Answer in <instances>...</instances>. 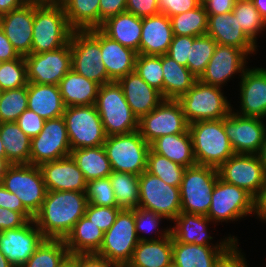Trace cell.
Here are the masks:
<instances>
[{
  "instance_id": "6da1fadb",
  "label": "cell",
  "mask_w": 266,
  "mask_h": 267,
  "mask_svg": "<svg viewBox=\"0 0 266 267\" xmlns=\"http://www.w3.org/2000/svg\"><path fill=\"white\" fill-rule=\"evenodd\" d=\"M87 205L85 192L47 191L34 221L45 238L65 239L75 223L85 215Z\"/></svg>"
},
{
  "instance_id": "7a4b0ae2",
  "label": "cell",
  "mask_w": 266,
  "mask_h": 267,
  "mask_svg": "<svg viewBox=\"0 0 266 267\" xmlns=\"http://www.w3.org/2000/svg\"><path fill=\"white\" fill-rule=\"evenodd\" d=\"M197 165L218 169L235 154L224 130V118L189 124Z\"/></svg>"
},
{
  "instance_id": "3957f363",
  "label": "cell",
  "mask_w": 266,
  "mask_h": 267,
  "mask_svg": "<svg viewBox=\"0 0 266 267\" xmlns=\"http://www.w3.org/2000/svg\"><path fill=\"white\" fill-rule=\"evenodd\" d=\"M95 107L107 137L139 129V120L128 105L118 82L113 81L99 87Z\"/></svg>"
},
{
  "instance_id": "277c9868",
  "label": "cell",
  "mask_w": 266,
  "mask_h": 267,
  "mask_svg": "<svg viewBox=\"0 0 266 267\" xmlns=\"http://www.w3.org/2000/svg\"><path fill=\"white\" fill-rule=\"evenodd\" d=\"M73 31L61 4L34 6L31 53L37 54L60 49L70 42Z\"/></svg>"
},
{
  "instance_id": "5b68a950",
  "label": "cell",
  "mask_w": 266,
  "mask_h": 267,
  "mask_svg": "<svg viewBox=\"0 0 266 267\" xmlns=\"http://www.w3.org/2000/svg\"><path fill=\"white\" fill-rule=\"evenodd\" d=\"M71 68L100 86L113 82L102 63L101 30H74L70 37Z\"/></svg>"
},
{
  "instance_id": "8992f818",
  "label": "cell",
  "mask_w": 266,
  "mask_h": 267,
  "mask_svg": "<svg viewBox=\"0 0 266 267\" xmlns=\"http://www.w3.org/2000/svg\"><path fill=\"white\" fill-rule=\"evenodd\" d=\"M221 88L197 79L194 85L178 99L188 124L223 119L233 110Z\"/></svg>"
},
{
  "instance_id": "52a82bcc",
  "label": "cell",
  "mask_w": 266,
  "mask_h": 267,
  "mask_svg": "<svg viewBox=\"0 0 266 267\" xmlns=\"http://www.w3.org/2000/svg\"><path fill=\"white\" fill-rule=\"evenodd\" d=\"M0 183L21 201L34 217L41 209L47 188L39 166L31 164L7 165Z\"/></svg>"
},
{
  "instance_id": "ba28073f",
  "label": "cell",
  "mask_w": 266,
  "mask_h": 267,
  "mask_svg": "<svg viewBox=\"0 0 266 267\" xmlns=\"http://www.w3.org/2000/svg\"><path fill=\"white\" fill-rule=\"evenodd\" d=\"M112 171L140 175L147 168L150 144L139 130L127 134L108 136L103 143Z\"/></svg>"
},
{
  "instance_id": "9c48e42d",
  "label": "cell",
  "mask_w": 266,
  "mask_h": 267,
  "mask_svg": "<svg viewBox=\"0 0 266 267\" xmlns=\"http://www.w3.org/2000/svg\"><path fill=\"white\" fill-rule=\"evenodd\" d=\"M139 242L135 229V209H121L114 224L104 233L95 253L118 267H125Z\"/></svg>"
},
{
  "instance_id": "30bf717a",
  "label": "cell",
  "mask_w": 266,
  "mask_h": 267,
  "mask_svg": "<svg viewBox=\"0 0 266 267\" xmlns=\"http://www.w3.org/2000/svg\"><path fill=\"white\" fill-rule=\"evenodd\" d=\"M218 177V171L213 167H187L180 186L181 212L206 216Z\"/></svg>"
},
{
  "instance_id": "8fae6325",
  "label": "cell",
  "mask_w": 266,
  "mask_h": 267,
  "mask_svg": "<svg viewBox=\"0 0 266 267\" xmlns=\"http://www.w3.org/2000/svg\"><path fill=\"white\" fill-rule=\"evenodd\" d=\"M62 117L71 150L103 146L107 136L95 105L66 107Z\"/></svg>"
},
{
  "instance_id": "7c38bea8",
  "label": "cell",
  "mask_w": 266,
  "mask_h": 267,
  "mask_svg": "<svg viewBox=\"0 0 266 267\" xmlns=\"http://www.w3.org/2000/svg\"><path fill=\"white\" fill-rule=\"evenodd\" d=\"M253 213V214H252ZM254 215V197L246 190L218 177L211 195L207 217L213 222L238 221Z\"/></svg>"
},
{
  "instance_id": "4fadbf2b",
  "label": "cell",
  "mask_w": 266,
  "mask_h": 267,
  "mask_svg": "<svg viewBox=\"0 0 266 267\" xmlns=\"http://www.w3.org/2000/svg\"><path fill=\"white\" fill-rule=\"evenodd\" d=\"M138 207L173 221L181 213L180 187L166 184L159 177L144 171L139 175Z\"/></svg>"
},
{
  "instance_id": "5bb4252c",
  "label": "cell",
  "mask_w": 266,
  "mask_h": 267,
  "mask_svg": "<svg viewBox=\"0 0 266 267\" xmlns=\"http://www.w3.org/2000/svg\"><path fill=\"white\" fill-rule=\"evenodd\" d=\"M139 132L148 144L164 135L186 133L189 124L178 100L164 99L139 120Z\"/></svg>"
},
{
  "instance_id": "9a60e30c",
  "label": "cell",
  "mask_w": 266,
  "mask_h": 267,
  "mask_svg": "<svg viewBox=\"0 0 266 267\" xmlns=\"http://www.w3.org/2000/svg\"><path fill=\"white\" fill-rule=\"evenodd\" d=\"M217 171L220 179L246 190L254 198L266 183V172L257 154L235 153Z\"/></svg>"
},
{
  "instance_id": "2e32d148",
  "label": "cell",
  "mask_w": 266,
  "mask_h": 267,
  "mask_svg": "<svg viewBox=\"0 0 266 267\" xmlns=\"http://www.w3.org/2000/svg\"><path fill=\"white\" fill-rule=\"evenodd\" d=\"M71 147L63 117L45 121L42 131L31 139L30 164L43 163L70 156Z\"/></svg>"
},
{
  "instance_id": "e0dca14e",
  "label": "cell",
  "mask_w": 266,
  "mask_h": 267,
  "mask_svg": "<svg viewBox=\"0 0 266 267\" xmlns=\"http://www.w3.org/2000/svg\"><path fill=\"white\" fill-rule=\"evenodd\" d=\"M24 59L28 82L59 85L60 80L71 70L70 42L54 51L31 53Z\"/></svg>"
},
{
  "instance_id": "ac0fdd59",
  "label": "cell",
  "mask_w": 266,
  "mask_h": 267,
  "mask_svg": "<svg viewBox=\"0 0 266 267\" xmlns=\"http://www.w3.org/2000/svg\"><path fill=\"white\" fill-rule=\"evenodd\" d=\"M264 119L246 117L232 110L224 117V130L235 153L257 154L266 137Z\"/></svg>"
},
{
  "instance_id": "d6986e66",
  "label": "cell",
  "mask_w": 266,
  "mask_h": 267,
  "mask_svg": "<svg viewBox=\"0 0 266 267\" xmlns=\"http://www.w3.org/2000/svg\"><path fill=\"white\" fill-rule=\"evenodd\" d=\"M45 237L34 219L17 229L0 232V251L13 267H22Z\"/></svg>"
},
{
  "instance_id": "ffe728a7",
  "label": "cell",
  "mask_w": 266,
  "mask_h": 267,
  "mask_svg": "<svg viewBox=\"0 0 266 267\" xmlns=\"http://www.w3.org/2000/svg\"><path fill=\"white\" fill-rule=\"evenodd\" d=\"M248 54L233 46L217 44L199 80L205 84L223 87L236 74L241 77L248 68Z\"/></svg>"
},
{
  "instance_id": "44dd1931",
  "label": "cell",
  "mask_w": 266,
  "mask_h": 267,
  "mask_svg": "<svg viewBox=\"0 0 266 267\" xmlns=\"http://www.w3.org/2000/svg\"><path fill=\"white\" fill-rule=\"evenodd\" d=\"M240 79V109L235 113L266 119V68H247Z\"/></svg>"
},
{
  "instance_id": "7402d4cb",
  "label": "cell",
  "mask_w": 266,
  "mask_h": 267,
  "mask_svg": "<svg viewBox=\"0 0 266 267\" xmlns=\"http://www.w3.org/2000/svg\"><path fill=\"white\" fill-rule=\"evenodd\" d=\"M174 225L170 227L173 239L180 243L197 244L214 247H228L233 241H238L237 237L228 235L219 243H211L213 237L208 234L209 223L212 221L204 215L181 212L174 220ZM208 225V226H207Z\"/></svg>"
},
{
  "instance_id": "603a6c76",
  "label": "cell",
  "mask_w": 266,
  "mask_h": 267,
  "mask_svg": "<svg viewBox=\"0 0 266 267\" xmlns=\"http://www.w3.org/2000/svg\"><path fill=\"white\" fill-rule=\"evenodd\" d=\"M34 6L22 5L0 15V28L20 56L31 54Z\"/></svg>"
},
{
  "instance_id": "cb8c5ba5",
  "label": "cell",
  "mask_w": 266,
  "mask_h": 267,
  "mask_svg": "<svg viewBox=\"0 0 266 267\" xmlns=\"http://www.w3.org/2000/svg\"><path fill=\"white\" fill-rule=\"evenodd\" d=\"M47 191L86 192L87 181L71 156L39 166Z\"/></svg>"
},
{
  "instance_id": "d4e9b609",
  "label": "cell",
  "mask_w": 266,
  "mask_h": 267,
  "mask_svg": "<svg viewBox=\"0 0 266 267\" xmlns=\"http://www.w3.org/2000/svg\"><path fill=\"white\" fill-rule=\"evenodd\" d=\"M117 82L122 87L126 101L138 120L164 100L162 94L148 85L136 71L130 72Z\"/></svg>"
},
{
  "instance_id": "484cf974",
  "label": "cell",
  "mask_w": 266,
  "mask_h": 267,
  "mask_svg": "<svg viewBox=\"0 0 266 267\" xmlns=\"http://www.w3.org/2000/svg\"><path fill=\"white\" fill-rule=\"evenodd\" d=\"M207 35L211 36L217 44L242 49L248 55L256 54L258 50V46L243 32L232 12L209 15Z\"/></svg>"
},
{
  "instance_id": "4316f807",
  "label": "cell",
  "mask_w": 266,
  "mask_h": 267,
  "mask_svg": "<svg viewBox=\"0 0 266 267\" xmlns=\"http://www.w3.org/2000/svg\"><path fill=\"white\" fill-rule=\"evenodd\" d=\"M173 36L171 20L165 14L143 17L139 54L155 56L167 54Z\"/></svg>"
},
{
  "instance_id": "83f0119b",
  "label": "cell",
  "mask_w": 266,
  "mask_h": 267,
  "mask_svg": "<svg viewBox=\"0 0 266 267\" xmlns=\"http://www.w3.org/2000/svg\"><path fill=\"white\" fill-rule=\"evenodd\" d=\"M101 55L107 75L112 81H118L135 70L138 53L124 47L101 31Z\"/></svg>"
},
{
  "instance_id": "f1b7e54d",
  "label": "cell",
  "mask_w": 266,
  "mask_h": 267,
  "mask_svg": "<svg viewBox=\"0 0 266 267\" xmlns=\"http://www.w3.org/2000/svg\"><path fill=\"white\" fill-rule=\"evenodd\" d=\"M28 109L34 111L44 120L63 116L64 105L58 85H47L28 82Z\"/></svg>"
},
{
  "instance_id": "f546056e",
  "label": "cell",
  "mask_w": 266,
  "mask_h": 267,
  "mask_svg": "<svg viewBox=\"0 0 266 267\" xmlns=\"http://www.w3.org/2000/svg\"><path fill=\"white\" fill-rule=\"evenodd\" d=\"M99 29L111 39L139 54L142 18L124 12L106 19Z\"/></svg>"
},
{
  "instance_id": "4dcf8cb0",
  "label": "cell",
  "mask_w": 266,
  "mask_h": 267,
  "mask_svg": "<svg viewBox=\"0 0 266 267\" xmlns=\"http://www.w3.org/2000/svg\"><path fill=\"white\" fill-rule=\"evenodd\" d=\"M172 265V235L154 241H139L125 267H169Z\"/></svg>"
},
{
  "instance_id": "1f68e13d",
  "label": "cell",
  "mask_w": 266,
  "mask_h": 267,
  "mask_svg": "<svg viewBox=\"0 0 266 267\" xmlns=\"http://www.w3.org/2000/svg\"><path fill=\"white\" fill-rule=\"evenodd\" d=\"M58 86L66 107L95 105L100 87L98 83L79 75L72 68Z\"/></svg>"
},
{
  "instance_id": "d6a6232c",
  "label": "cell",
  "mask_w": 266,
  "mask_h": 267,
  "mask_svg": "<svg viewBox=\"0 0 266 267\" xmlns=\"http://www.w3.org/2000/svg\"><path fill=\"white\" fill-rule=\"evenodd\" d=\"M150 148L185 168L197 165L189 130L186 133L158 137L150 144Z\"/></svg>"
},
{
  "instance_id": "836d02e7",
  "label": "cell",
  "mask_w": 266,
  "mask_h": 267,
  "mask_svg": "<svg viewBox=\"0 0 266 267\" xmlns=\"http://www.w3.org/2000/svg\"><path fill=\"white\" fill-rule=\"evenodd\" d=\"M226 248L180 243L172 237V264L176 267H214Z\"/></svg>"
},
{
  "instance_id": "e575fe53",
  "label": "cell",
  "mask_w": 266,
  "mask_h": 267,
  "mask_svg": "<svg viewBox=\"0 0 266 267\" xmlns=\"http://www.w3.org/2000/svg\"><path fill=\"white\" fill-rule=\"evenodd\" d=\"M103 236L104 232L84 215L75 223L64 241L70 255L96 253Z\"/></svg>"
},
{
  "instance_id": "d590c367",
  "label": "cell",
  "mask_w": 266,
  "mask_h": 267,
  "mask_svg": "<svg viewBox=\"0 0 266 267\" xmlns=\"http://www.w3.org/2000/svg\"><path fill=\"white\" fill-rule=\"evenodd\" d=\"M0 137L7 165L30 164L31 139L20 129L17 122L0 123Z\"/></svg>"
},
{
  "instance_id": "8d00e7d4",
  "label": "cell",
  "mask_w": 266,
  "mask_h": 267,
  "mask_svg": "<svg viewBox=\"0 0 266 267\" xmlns=\"http://www.w3.org/2000/svg\"><path fill=\"white\" fill-rule=\"evenodd\" d=\"M163 98L178 100L195 83L197 78L191 71L167 54L162 55Z\"/></svg>"
},
{
  "instance_id": "74e56055",
  "label": "cell",
  "mask_w": 266,
  "mask_h": 267,
  "mask_svg": "<svg viewBox=\"0 0 266 267\" xmlns=\"http://www.w3.org/2000/svg\"><path fill=\"white\" fill-rule=\"evenodd\" d=\"M70 156L87 182L107 178L112 173L111 164L103 146L77 148L71 150Z\"/></svg>"
},
{
  "instance_id": "f35d334b",
  "label": "cell",
  "mask_w": 266,
  "mask_h": 267,
  "mask_svg": "<svg viewBox=\"0 0 266 267\" xmlns=\"http://www.w3.org/2000/svg\"><path fill=\"white\" fill-rule=\"evenodd\" d=\"M100 0H61L69 26L73 30L99 28Z\"/></svg>"
},
{
  "instance_id": "ab89813d",
  "label": "cell",
  "mask_w": 266,
  "mask_h": 267,
  "mask_svg": "<svg viewBox=\"0 0 266 267\" xmlns=\"http://www.w3.org/2000/svg\"><path fill=\"white\" fill-rule=\"evenodd\" d=\"M112 184L117 205L121 209H136L139 205V176L115 172L108 176Z\"/></svg>"
},
{
  "instance_id": "60d3db41",
  "label": "cell",
  "mask_w": 266,
  "mask_h": 267,
  "mask_svg": "<svg viewBox=\"0 0 266 267\" xmlns=\"http://www.w3.org/2000/svg\"><path fill=\"white\" fill-rule=\"evenodd\" d=\"M69 255L64 239L45 238L22 267H59Z\"/></svg>"
},
{
  "instance_id": "b9f144b4",
  "label": "cell",
  "mask_w": 266,
  "mask_h": 267,
  "mask_svg": "<svg viewBox=\"0 0 266 267\" xmlns=\"http://www.w3.org/2000/svg\"><path fill=\"white\" fill-rule=\"evenodd\" d=\"M174 35L202 36L207 34L208 15L202 4L193 10L170 17Z\"/></svg>"
},
{
  "instance_id": "7bdbcfd3",
  "label": "cell",
  "mask_w": 266,
  "mask_h": 267,
  "mask_svg": "<svg viewBox=\"0 0 266 267\" xmlns=\"http://www.w3.org/2000/svg\"><path fill=\"white\" fill-rule=\"evenodd\" d=\"M232 13L243 32L257 45V36L266 31V22L254 7L252 0H237Z\"/></svg>"
},
{
  "instance_id": "ee69618b",
  "label": "cell",
  "mask_w": 266,
  "mask_h": 267,
  "mask_svg": "<svg viewBox=\"0 0 266 267\" xmlns=\"http://www.w3.org/2000/svg\"><path fill=\"white\" fill-rule=\"evenodd\" d=\"M185 167L169 160L165 156L155 153L151 148L147 155L146 171L159 177L166 184L180 187Z\"/></svg>"
},
{
  "instance_id": "f6af8a7d",
  "label": "cell",
  "mask_w": 266,
  "mask_h": 267,
  "mask_svg": "<svg viewBox=\"0 0 266 267\" xmlns=\"http://www.w3.org/2000/svg\"><path fill=\"white\" fill-rule=\"evenodd\" d=\"M217 43L209 35L195 37L187 58V68L199 79L214 54Z\"/></svg>"
},
{
  "instance_id": "bcb514c9",
  "label": "cell",
  "mask_w": 266,
  "mask_h": 267,
  "mask_svg": "<svg viewBox=\"0 0 266 267\" xmlns=\"http://www.w3.org/2000/svg\"><path fill=\"white\" fill-rule=\"evenodd\" d=\"M27 101V86L3 90L0 97V123L16 122L28 109Z\"/></svg>"
},
{
  "instance_id": "7dc6e473",
  "label": "cell",
  "mask_w": 266,
  "mask_h": 267,
  "mask_svg": "<svg viewBox=\"0 0 266 267\" xmlns=\"http://www.w3.org/2000/svg\"><path fill=\"white\" fill-rule=\"evenodd\" d=\"M165 220V218L162 215H158L157 213H154L153 211H149L143 208H136L135 209V229H136V234L138 236L139 241H154V240H159L162 238L167 237L170 234V226H168L164 229L159 230V225L162 220ZM158 228V229H157ZM155 231V232H153ZM153 232L155 237H147L143 236V234H149L151 235ZM158 232V233H157ZM143 233V234H142Z\"/></svg>"
},
{
  "instance_id": "c3c4849f",
  "label": "cell",
  "mask_w": 266,
  "mask_h": 267,
  "mask_svg": "<svg viewBox=\"0 0 266 267\" xmlns=\"http://www.w3.org/2000/svg\"><path fill=\"white\" fill-rule=\"evenodd\" d=\"M136 73L163 96L162 55L138 54L135 62Z\"/></svg>"
},
{
  "instance_id": "681fc988",
  "label": "cell",
  "mask_w": 266,
  "mask_h": 267,
  "mask_svg": "<svg viewBox=\"0 0 266 267\" xmlns=\"http://www.w3.org/2000/svg\"><path fill=\"white\" fill-rule=\"evenodd\" d=\"M26 63L23 56L0 62V89L9 90L27 86Z\"/></svg>"
},
{
  "instance_id": "f907efd6",
  "label": "cell",
  "mask_w": 266,
  "mask_h": 267,
  "mask_svg": "<svg viewBox=\"0 0 266 267\" xmlns=\"http://www.w3.org/2000/svg\"><path fill=\"white\" fill-rule=\"evenodd\" d=\"M86 197L88 204L105 207H118L109 177L87 182Z\"/></svg>"
},
{
  "instance_id": "816d5d0a",
  "label": "cell",
  "mask_w": 266,
  "mask_h": 267,
  "mask_svg": "<svg viewBox=\"0 0 266 267\" xmlns=\"http://www.w3.org/2000/svg\"><path fill=\"white\" fill-rule=\"evenodd\" d=\"M120 210L119 207L88 204L85 216L105 233L114 224Z\"/></svg>"
},
{
  "instance_id": "f5cc1de1",
  "label": "cell",
  "mask_w": 266,
  "mask_h": 267,
  "mask_svg": "<svg viewBox=\"0 0 266 267\" xmlns=\"http://www.w3.org/2000/svg\"><path fill=\"white\" fill-rule=\"evenodd\" d=\"M194 40L195 37L192 36L174 35L167 55L187 67V58Z\"/></svg>"
},
{
  "instance_id": "db71d44e",
  "label": "cell",
  "mask_w": 266,
  "mask_h": 267,
  "mask_svg": "<svg viewBox=\"0 0 266 267\" xmlns=\"http://www.w3.org/2000/svg\"><path fill=\"white\" fill-rule=\"evenodd\" d=\"M238 245V241H233L217 258L214 267H248Z\"/></svg>"
},
{
  "instance_id": "11a10c76",
  "label": "cell",
  "mask_w": 266,
  "mask_h": 267,
  "mask_svg": "<svg viewBox=\"0 0 266 267\" xmlns=\"http://www.w3.org/2000/svg\"><path fill=\"white\" fill-rule=\"evenodd\" d=\"M45 121L41 116H39L34 111L29 109L24 110V112L19 116L16 121L20 129L30 138L36 137L43 129Z\"/></svg>"
},
{
  "instance_id": "9f6ffc18",
  "label": "cell",
  "mask_w": 266,
  "mask_h": 267,
  "mask_svg": "<svg viewBox=\"0 0 266 267\" xmlns=\"http://www.w3.org/2000/svg\"><path fill=\"white\" fill-rule=\"evenodd\" d=\"M200 4L201 0H158L159 12L169 18L193 10Z\"/></svg>"
},
{
  "instance_id": "6f0895ef",
  "label": "cell",
  "mask_w": 266,
  "mask_h": 267,
  "mask_svg": "<svg viewBox=\"0 0 266 267\" xmlns=\"http://www.w3.org/2000/svg\"><path fill=\"white\" fill-rule=\"evenodd\" d=\"M126 12L141 18L159 14L158 0H127Z\"/></svg>"
},
{
  "instance_id": "680465c9",
  "label": "cell",
  "mask_w": 266,
  "mask_h": 267,
  "mask_svg": "<svg viewBox=\"0 0 266 267\" xmlns=\"http://www.w3.org/2000/svg\"><path fill=\"white\" fill-rule=\"evenodd\" d=\"M0 207L20 212L28 221L34 217L24 208L22 201L0 183Z\"/></svg>"
},
{
  "instance_id": "91938a15",
  "label": "cell",
  "mask_w": 266,
  "mask_h": 267,
  "mask_svg": "<svg viewBox=\"0 0 266 267\" xmlns=\"http://www.w3.org/2000/svg\"><path fill=\"white\" fill-rule=\"evenodd\" d=\"M127 0H100L99 1V27L102 23L117 14L126 12Z\"/></svg>"
},
{
  "instance_id": "94428289",
  "label": "cell",
  "mask_w": 266,
  "mask_h": 267,
  "mask_svg": "<svg viewBox=\"0 0 266 267\" xmlns=\"http://www.w3.org/2000/svg\"><path fill=\"white\" fill-rule=\"evenodd\" d=\"M27 222L28 220L20 212L0 207V232L20 228Z\"/></svg>"
},
{
  "instance_id": "6125c7cd",
  "label": "cell",
  "mask_w": 266,
  "mask_h": 267,
  "mask_svg": "<svg viewBox=\"0 0 266 267\" xmlns=\"http://www.w3.org/2000/svg\"><path fill=\"white\" fill-rule=\"evenodd\" d=\"M75 267H118L95 253L75 254Z\"/></svg>"
},
{
  "instance_id": "be15d7a7",
  "label": "cell",
  "mask_w": 266,
  "mask_h": 267,
  "mask_svg": "<svg viewBox=\"0 0 266 267\" xmlns=\"http://www.w3.org/2000/svg\"><path fill=\"white\" fill-rule=\"evenodd\" d=\"M237 0H201L207 15L231 13Z\"/></svg>"
},
{
  "instance_id": "e7e4bbea",
  "label": "cell",
  "mask_w": 266,
  "mask_h": 267,
  "mask_svg": "<svg viewBox=\"0 0 266 267\" xmlns=\"http://www.w3.org/2000/svg\"><path fill=\"white\" fill-rule=\"evenodd\" d=\"M20 55L0 28V62L18 59Z\"/></svg>"
},
{
  "instance_id": "03108f58",
  "label": "cell",
  "mask_w": 266,
  "mask_h": 267,
  "mask_svg": "<svg viewBox=\"0 0 266 267\" xmlns=\"http://www.w3.org/2000/svg\"><path fill=\"white\" fill-rule=\"evenodd\" d=\"M254 216L266 222V183L254 198Z\"/></svg>"
},
{
  "instance_id": "003e7915",
  "label": "cell",
  "mask_w": 266,
  "mask_h": 267,
  "mask_svg": "<svg viewBox=\"0 0 266 267\" xmlns=\"http://www.w3.org/2000/svg\"><path fill=\"white\" fill-rule=\"evenodd\" d=\"M22 5V0H0V15L20 8Z\"/></svg>"
},
{
  "instance_id": "a7ac6f4b",
  "label": "cell",
  "mask_w": 266,
  "mask_h": 267,
  "mask_svg": "<svg viewBox=\"0 0 266 267\" xmlns=\"http://www.w3.org/2000/svg\"><path fill=\"white\" fill-rule=\"evenodd\" d=\"M23 5H31V6H56L61 4V0H22Z\"/></svg>"
},
{
  "instance_id": "89a4df30",
  "label": "cell",
  "mask_w": 266,
  "mask_h": 267,
  "mask_svg": "<svg viewBox=\"0 0 266 267\" xmlns=\"http://www.w3.org/2000/svg\"><path fill=\"white\" fill-rule=\"evenodd\" d=\"M254 7L266 22V0H252Z\"/></svg>"
},
{
  "instance_id": "2644e50d",
  "label": "cell",
  "mask_w": 266,
  "mask_h": 267,
  "mask_svg": "<svg viewBox=\"0 0 266 267\" xmlns=\"http://www.w3.org/2000/svg\"><path fill=\"white\" fill-rule=\"evenodd\" d=\"M257 156L259 157V160L261 161V164L266 172V137L262 143V146L260 147L259 152L257 153Z\"/></svg>"
},
{
  "instance_id": "8c879c8a",
  "label": "cell",
  "mask_w": 266,
  "mask_h": 267,
  "mask_svg": "<svg viewBox=\"0 0 266 267\" xmlns=\"http://www.w3.org/2000/svg\"><path fill=\"white\" fill-rule=\"evenodd\" d=\"M59 267H75V254L69 255Z\"/></svg>"
},
{
  "instance_id": "753ad0ef",
  "label": "cell",
  "mask_w": 266,
  "mask_h": 267,
  "mask_svg": "<svg viewBox=\"0 0 266 267\" xmlns=\"http://www.w3.org/2000/svg\"><path fill=\"white\" fill-rule=\"evenodd\" d=\"M0 267H13L1 251H0Z\"/></svg>"
},
{
  "instance_id": "34e18365",
  "label": "cell",
  "mask_w": 266,
  "mask_h": 267,
  "mask_svg": "<svg viewBox=\"0 0 266 267\" xmlns=\"http://www.w3.org/2000/svg\"><path fill=\"white\" fill-rule=\"evenodd\" d=\"M0 158L5 162V149L1 137H0Z\"/></svg>"
},
{
  "instance_id": "11e5206c",
  "label": "cell",
  "mask_w": 266,
  "mask_h": 267,
  "mask_svg": "<svg viewBox=\"0 0 266 267\" xmlns=\"http://www.w3.org/2000/svg\"><path fill=\"white\" fill-rule=\"evenodd\" d=\"M7 164L0 158V181Z\"/></svg>"
}]
</instances>
